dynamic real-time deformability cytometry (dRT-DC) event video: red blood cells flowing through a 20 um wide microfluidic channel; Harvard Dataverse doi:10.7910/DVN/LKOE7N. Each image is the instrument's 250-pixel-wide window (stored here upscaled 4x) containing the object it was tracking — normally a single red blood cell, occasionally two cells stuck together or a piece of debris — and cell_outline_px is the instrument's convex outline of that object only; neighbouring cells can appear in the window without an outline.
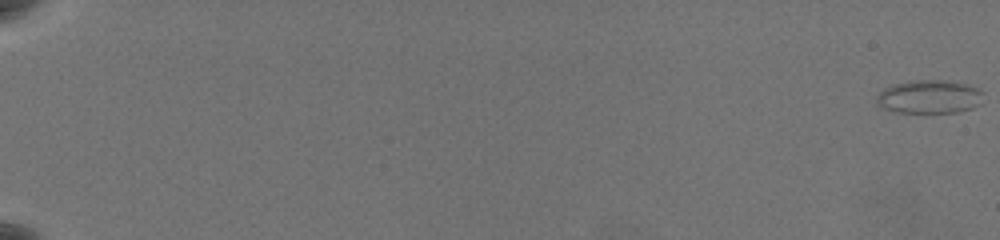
{"species": "common noctule bat (a hibernating species)", "species_latin": "Nyctalus noctula", "temperature_condition": "warm", "stored_images_in_passage": 65, "camera_frame_rate_fps": 3000, "um_per_image_px": 0.085, "animal": {"sex": "female", "body_mass_g": 19.5, "forearm_length_mm": 54.1}, "frame": {"image": 1, "passage_image": 1, "time_ms": 0.0, "image_size_px": [1000, 240], "cell_outline_px": [[980, 104], [972, 108], [956, 112], [900, 112], [884, 108], [876, 104], [876, 100], [880, 92], [888, 88], [900, 84], [956, 84], [972, 88], [980, 92]], "centroid_in_image_um": [78.94, 8.34], "position_along_channel_um": 6.1, "area_um2": 18.44}}
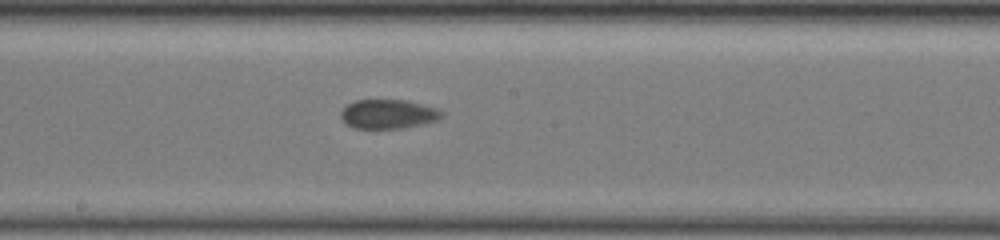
{"frame": {"image": 2, "passage_image": 40, "time_ms": 13.0, "image_size_px": [1000, 240], "cell_outline_px": [[440, 116], [436, 120], [420, 124], [400, 128], [352, 128], [340, 116], [340, 112], [348, 104], [356, 100], [404, 100], [436, 108], [440, 112]], "centroid_in_image_um": [32.92, 9.69], "position_along_channel_um": 215.3, "area_um2": 16.65}}
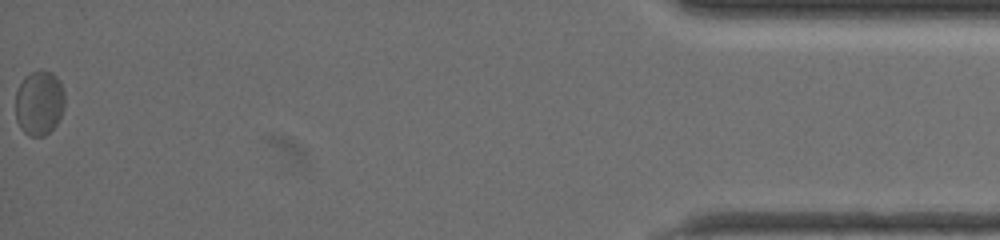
{"frame": {"image": 3, "passage_image": 65, "time_ms": 21.333, "image_size_px": [1000, 240], "cell_outline_px": [[64, 108], [56, 124], [44, 136], [28, 136], [20, 128], [16, 120], [16, 92], [24, 76], [32, 72], [52, 72], [60, 80], [64, 92]], "centroid_in_image_um": [3.33, 8.76], "position_along_channel_um": 431.9, "area_um2": 18.5}, "authors_computed_cell_mechanics": {"area_um2": 17.2822, "velocity_mm_per_s": 3.5368, "shape_relaxation_time_tau1_ms": 6.9919, "shape_relaxation_time_tau2_ms": 1.6736, "deformation_change_tau1": 0.1091, "deformation_change_tau2": 0.0567}}